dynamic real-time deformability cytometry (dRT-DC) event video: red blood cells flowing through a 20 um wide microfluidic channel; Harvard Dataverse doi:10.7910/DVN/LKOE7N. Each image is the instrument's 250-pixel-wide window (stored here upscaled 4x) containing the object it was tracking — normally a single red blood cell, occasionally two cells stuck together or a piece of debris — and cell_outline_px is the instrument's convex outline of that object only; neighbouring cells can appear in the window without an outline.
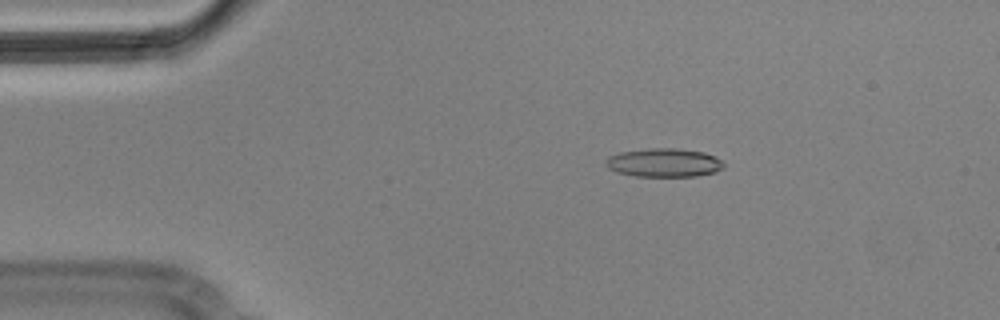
{"species": "Egyptian fruit bat (a non-hibernating species)", "species_latin": "Rousettus aegyptiacus", "temperature_condition": "cold", "stored_images_in_passage": 5, "camera_frame_rate_fps": 3000, "um_per_image_px": 0.085, "animal": {"sex": "male"}, "frame": {"image": 1, "passage_image": 3, "time_ms": 0.667, "image_size_px": [1000, 320], "cell_outline_px": [[724, 168], [716, 172], [696, 176], [636, 176], [616, 172], [608, 168], [604, 164], [604, 160], [608, 156], [620, 152], [648, 148], [680, 148], [704, 152], [716, 156], [724, 164]], "centroid_in_image_um": [56.43, 13.82], "position_along_channel_um": 28.6, "area_um2": 19.94}}